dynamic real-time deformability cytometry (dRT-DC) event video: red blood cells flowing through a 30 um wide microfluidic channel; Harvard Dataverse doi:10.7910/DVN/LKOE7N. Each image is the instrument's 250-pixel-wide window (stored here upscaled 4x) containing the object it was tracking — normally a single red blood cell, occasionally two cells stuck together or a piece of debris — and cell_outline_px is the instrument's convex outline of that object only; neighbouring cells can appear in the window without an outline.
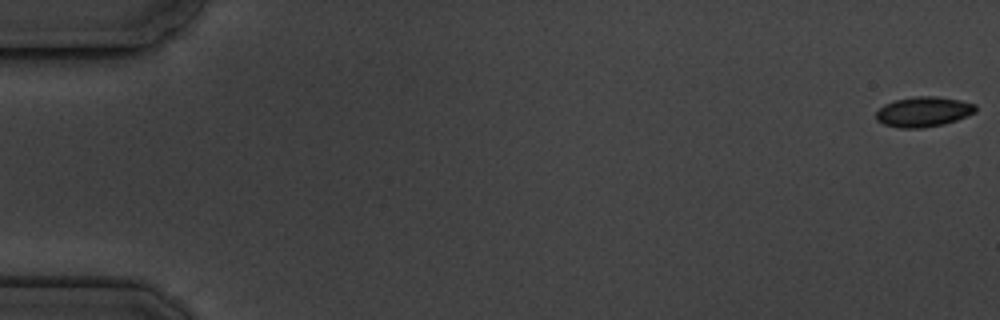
{"species": "common noctule bat (a hibernating species)", "species_latin": "Nyctalus noctula", "temperature_condition": "cold", "stored_images_in_passage": 7, "camera_frame_rate_fps": 3000, "um_per_image_px": 0.085, "animal": {"sex": "male", "body_mass_g": 19.5, "forearm_length_mm": 54.6}, "frame": {"image": 1, "passage_image": 1, "time_ms": 0.0, "image_size_px": [1000, 320], "cell_outline_px": [[976, 112], [956, 120], [944, 124], [924, 128], [900, 128], [884, 124], [876, 120], [876, 112], [884, 104], [896, 100], [916, 96], [936, 96], [960, 100], [976, 104]], "centroid_in_image_um": [78.5, 9.5], "position_along_channel_um": 6.5, "area_um2": 17.46}}
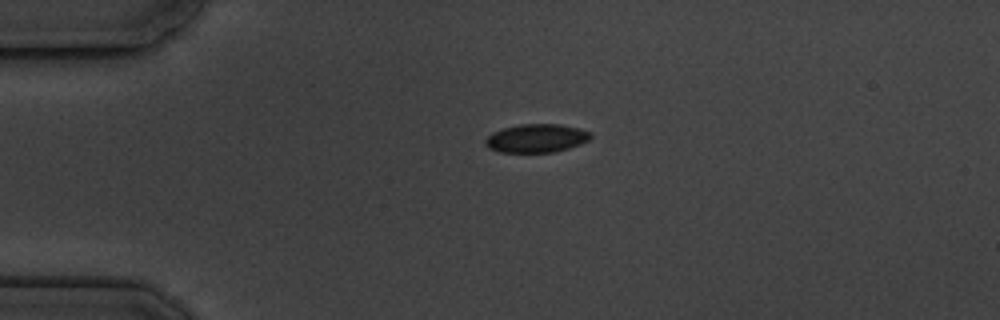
{"frame": {"image": 2, "passage_image": 4, "time_ms": 4.333, "image_size_px": [1000, 320], "cell_outline_px": [[592, 136], [588, 140], [580, 144], [568, 148], [552, 152], [500, 152], [488, 148], [484, 144], [484, 140], [492, 132], [504, 128], [520, 124], [560, 124], [580, 128], [592, 132]], "centroid_in_image_um": [45.59, 11.74], "position_along_channel_um": 39.4, "area_um2": 17.51}}
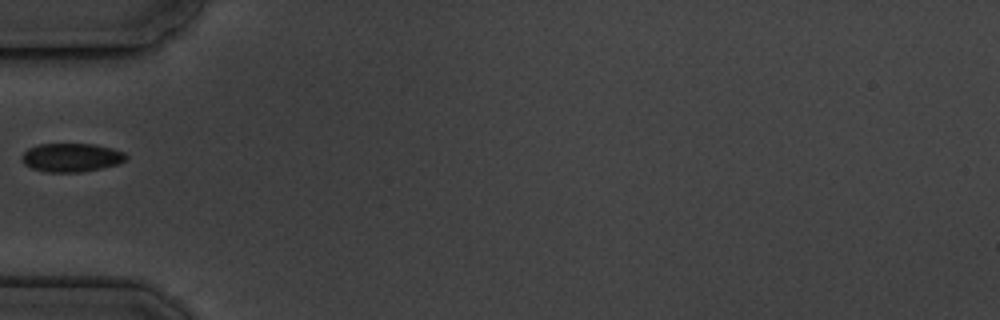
{"frame": {"image": 3, "passage_image": 6, "time_ms": 6.333, "image_size_px": [1000, 320], "cell_outline_px": [[128, 160], [120, 164], [80, 172], [48, 172], [32, 168], [24, 164], [20, 160], [20, 156], [28, 148], [40, 144], [96, 144], [112, 148], [124, 152], [128, 156]], "centroid_in_image_um": [6.09, 13.38], "position_along_channel_um": 78.9, "area_um2": 17.57}}